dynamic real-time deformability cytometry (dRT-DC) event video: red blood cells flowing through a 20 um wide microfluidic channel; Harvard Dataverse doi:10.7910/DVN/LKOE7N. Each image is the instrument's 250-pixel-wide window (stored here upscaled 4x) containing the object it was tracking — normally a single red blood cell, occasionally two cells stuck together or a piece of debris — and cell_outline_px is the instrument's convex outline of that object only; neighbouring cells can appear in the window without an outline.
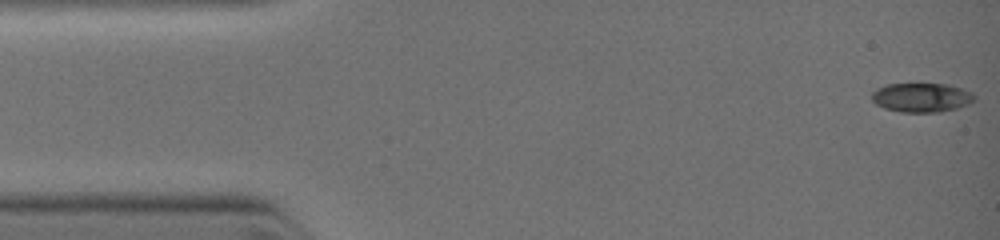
{"species": "common noctule bat (a hibernating species)", "species_latin": "Nyctalus noctula", "temperature_condition": "warm", "stored_images_in_passage": 12, "camera_frame_rate_fps": 3000, "um_per_image_px": 0.085, "animal": {"sex": "female", "body_mass_g": 19.0, "forearm_length_mm": 51.5}, "frame": {"image": 1, "passage_image": 1, "time_ms": 0.0, "image_size_px": [1000, 240], "cell_outline_px": [[976, 96], [968, 104], [956, 108], [940, 112], [900, 112], [884, 108], [876, 104], [872, 100], [872, 92], [876, 88], [888, 84], [948, 84], [972, 92]], "centroid_in_image_um": [78.31, 8.29], "position_along_channel_um": 6.7, "area_um2": 17.4}}
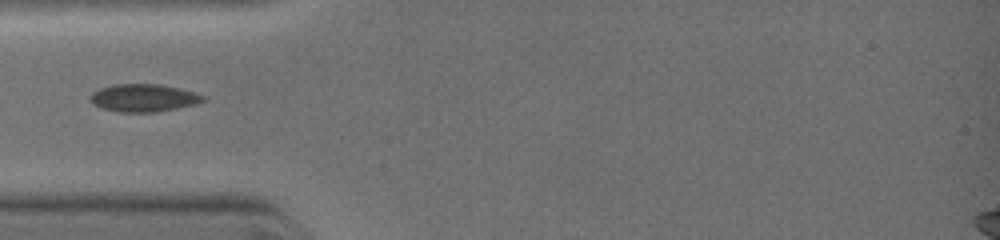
{"frame": {"image": 2, "passage_image": 9, "time_ms": 3.333, "image_size_px": [1000, 240], "cell_outline_px": [[204, 100], [196, 104], [176, 108], [152, 112], [120, 112], [104, 108], [92, 104], [88, 100], [88, 96], [92, 92], [100, 88], [116, 84], [156, 84], [176, 88], [192, 92], [204, 96]], "centroid_in_image_um": [12.12, 8.32], "position_along_channel_um": 72.9, "area_um2": 17.92}}
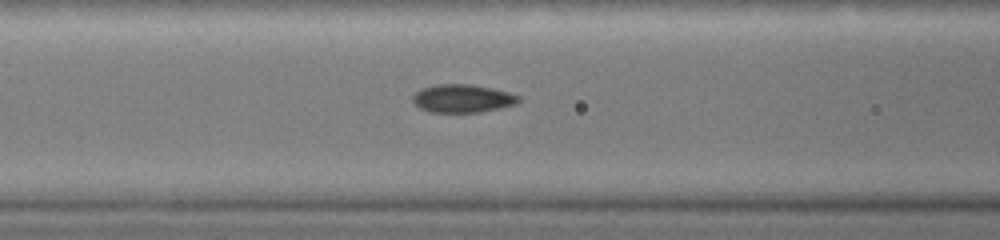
{"frame": {"image": 3, "passage_image": 12, "time_ms": 4.333, "image_size_px": [1000, 240], "cell_outline_px": [[520, 100], [516, 104], [480, 112], [428, 112], [420, 108], [412, 100], [412, 96], [416, 92], [424, 88], [436, 84], [468, 84], [492, 88], [508, 92], [520, 96]], "centroid_in_image_um": [39.31, 8.37], "position_along_channel_um": 127.3, "area_um2": 17.22}}